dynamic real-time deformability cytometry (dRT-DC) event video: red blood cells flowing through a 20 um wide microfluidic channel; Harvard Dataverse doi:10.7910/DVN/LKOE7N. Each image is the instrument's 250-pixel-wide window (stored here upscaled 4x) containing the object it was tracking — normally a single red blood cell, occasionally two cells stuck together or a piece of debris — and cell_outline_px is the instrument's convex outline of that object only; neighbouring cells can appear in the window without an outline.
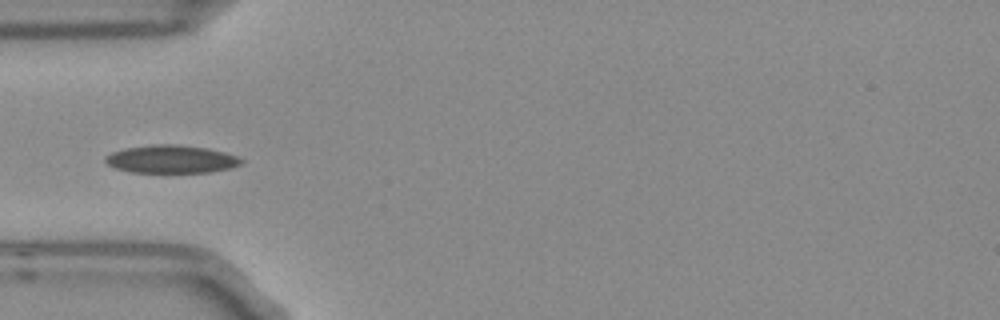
{"species": "Egyptian fruit bat (a non-hibernating species)", "species_latin": "Rousettus aegyptiacus", "temperature_condition": "room temperature", "stored_images_in_passage": 7, "camera_frame_rate_fps": 3000, "um_per_image_px": 0.085, "frame": {"image": 1, "passage_image": 4, "time_ms": 1.0, "image_size_px": [1000, 320], "cell_outline_px": [[244, 160], [240, 164], [228, 168], [208, 172], [132, 172], [116, 168], [108, 164], [104, 160], [104, 156], [112, 152], [124, 148], [152, 144], [176, 144], [208, 148], [224, 152], [236, 156]], "centroid_in_image_um": [14.52, 13.51], "position_along_channel_um": 70.5, "area_um2": 22.02}}